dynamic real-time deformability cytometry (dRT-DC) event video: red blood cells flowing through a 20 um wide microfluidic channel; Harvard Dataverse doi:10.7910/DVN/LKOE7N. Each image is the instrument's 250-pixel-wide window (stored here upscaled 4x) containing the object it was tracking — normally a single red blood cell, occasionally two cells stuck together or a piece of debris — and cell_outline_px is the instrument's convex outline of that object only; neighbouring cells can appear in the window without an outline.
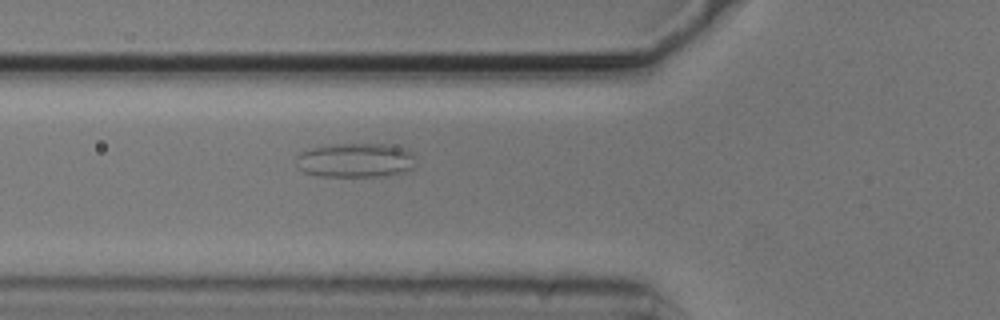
{"species": "common noctule bat (a hibernating species)", "species_latin": "Nyctalus noctula", "temperature_condition": "cold", "stored_images_in_passage": 57, "camera_frame_rate_fps": 3000, "um_per_image_px": 0.085, "animal": {"sex": "male", "body_mass_g": 20.5, "forearm_length_mm": 52.5}, "frame": {"image": 1, "passage_image": 20, "time_ms": 6.333, "image_size_px": [1000, 320], "cell_outline_px": [[416, 156], [412, 168], [408, 172], [392, 176], [316, 176], [304, 172], [296, 168], [296, 156], [300, 152], [312, 148], [336, 144], [388, 144], [404, 148], [412, 152]], "centroid_in_image_um": [30.24, 13.63], "position_along_channel_um": 95.6, "area_um2": 24.39}}
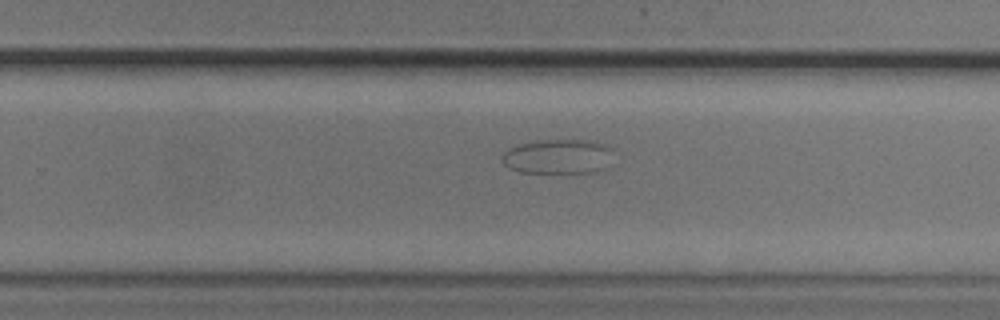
{"frame": {"image": 2, "passage_image": 36, "time_ms": 11.667, "image_size_px": [1000, 320], "cell_outline_px": [[612, 148], [604, 168], [596, 172], [572, 176], [520, 172], [508, 168], [500, 160], [500, 156], [508, 148], [520, 144], [536, 140], [592, 140], [604, 144]], "centroid_in_image_um": [47.37, 13.36], "position_along_channel_um": 282.4, "area_um2": 23.47}}
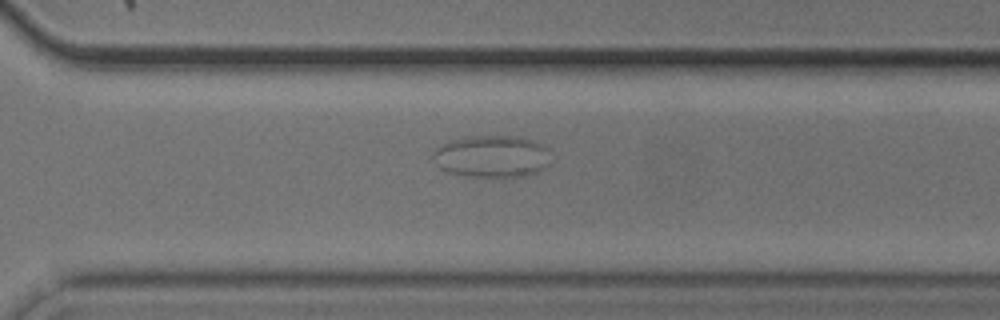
{"frame": {"image": 3, "passage_image": 40, "time_ms": 13.0, "image_size_px": [1000, 320], "cell_outline_px": [[552, 164], [540, 172], [524, 176], [468, 176], [448, 172], [440, 168], [436, 164], [432, 156], [432, 152], [440, 144], [452, 140], [468, 136], [516, 136], [532, 140], [544, 144], [548, 148], [552, 160]], "centroid_in_image_um": [41.86, 13.29], "position_along_channel_um": 328.7, "area_um2": 29.36}}